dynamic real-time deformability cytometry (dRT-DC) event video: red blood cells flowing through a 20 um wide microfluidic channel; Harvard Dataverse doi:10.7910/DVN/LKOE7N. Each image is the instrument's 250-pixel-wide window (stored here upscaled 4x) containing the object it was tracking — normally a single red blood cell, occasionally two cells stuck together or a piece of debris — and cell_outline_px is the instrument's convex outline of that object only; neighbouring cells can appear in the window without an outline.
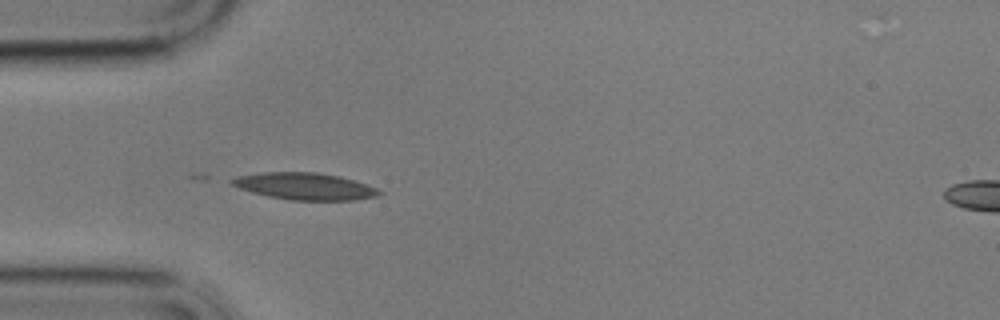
{"species": "common noctule bat (a hibernating species)", "species_latin": "Nyctalus noctula", "temperature_condition": "cold", "stored_images_in_passage": 43, "camera_frame_rate_fps": 3000, "um_per_image_px": 0.085, "animal": {"sex": "male", "body_mass_g": 17.9}, "frame": {"image": 1, "passage_image": 1, "time_ms": 0.0, "image_size_px": [1000, 320], "cell_outline_px": [[384, 192], [376, 196], [356, 200], [288, 200], [268, 196], [252, 192], [240, 188], [232, 184], [228, 180], [240, 176], [260, 172], [316, 172], [340, 176], [376, 188]], "centroid_in_image_um": [25.9, 15.83], "position_along_channel_um": 59.1, "area_um2": 22.95}}
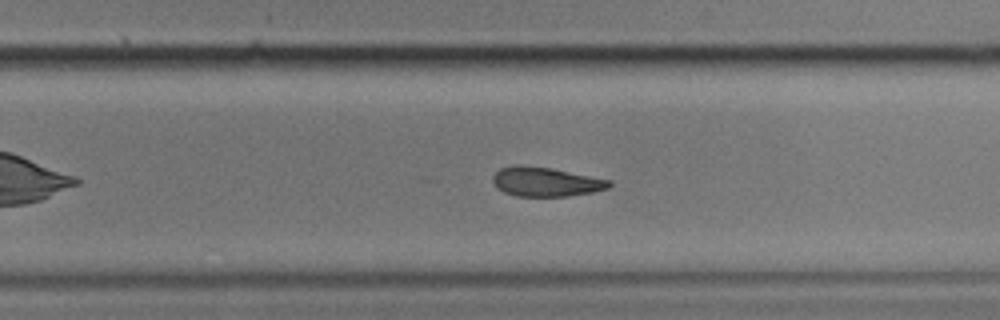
{"frame": {"image": 2, "passage_image": 21, "time_ms": 6.667, "image_size_px": [1000, 320], "cell_outline_px": [[612, 184], [608, 188], [592, 192], [568, 196], [516, 196], [504, 192], [496, 188], [492, 180], [492, 176], [500, 168], [516, 164], [520, 164], [552, 168], [612, 180]], "centroid_in_image_um": [46.37, 15.44], "position_along_channel_um": 283.4, "area_um2": 20.06}}
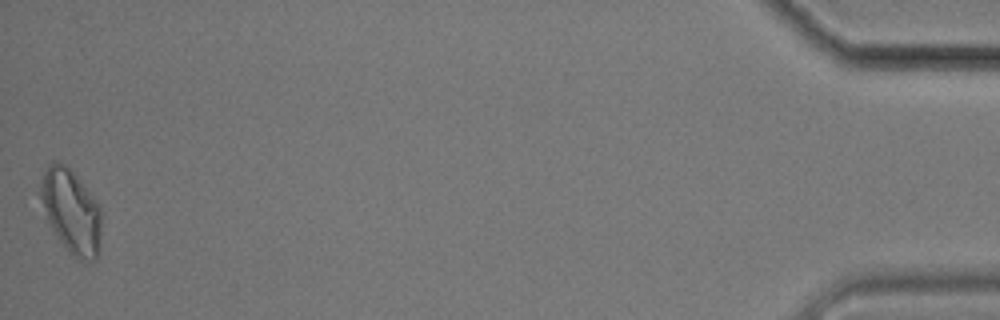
{"frame": {"image": 3, "passage_image": 42, "time_ms": 13.667, "image_size_px": [1000, 320], "cell_outline_px": [[100, 244], [96, 260], [84, 264], [68, 252], [56, 236], [48, 224], [40, 196], [40, 188], [44, 172], [48, 164], [52, 160], [56, 160], [64, 164], [80, 180], [100, 204]], "centroid_in_image_um": [6.06, 18.01], "position_along_channel_um": 429.1, "area_um2": 30.06}}